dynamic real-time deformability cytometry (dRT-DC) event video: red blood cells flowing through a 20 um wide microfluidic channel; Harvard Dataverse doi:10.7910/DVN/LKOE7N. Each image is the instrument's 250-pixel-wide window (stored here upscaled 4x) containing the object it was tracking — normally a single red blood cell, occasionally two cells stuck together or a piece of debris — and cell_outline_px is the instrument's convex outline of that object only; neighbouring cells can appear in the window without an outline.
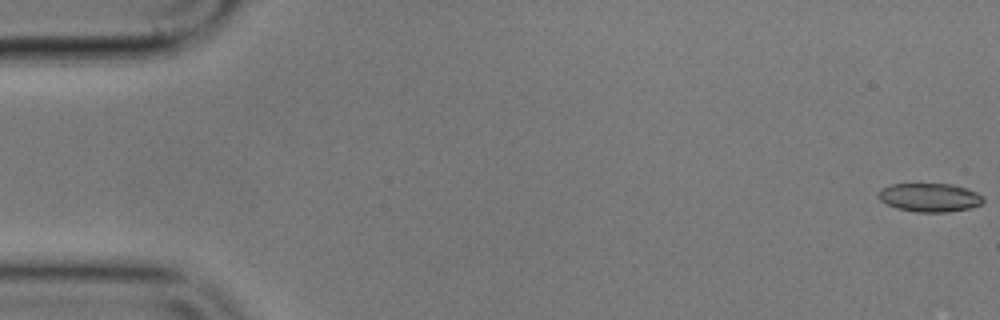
{"species": "common noctule bat (a hibernating species)", "species_latin": "Nyctalus noctula", "temperature_condition": "cold", "stored_images_in_passage": 45, "camera_frame_rate_fps": 3000, "um_per_image_px": 0.085, "animal": {"sex": "male", "body_mass_g": 17.9}, "frame": {"image": 1, "passage_image": 1, "time_ms": 0.0, "image_size_px": [1000, 320], "cell_outline_px": [[984, 200], [980, 204], [968, 208], [948, 212], [916, 212], [896, 208], [880, 200], [876, 196], [880, 188], [892, 184], [952, 184], [976, 192]], "centroid_in_image_um": [78.95, 16.78], "position_along_channel_um": 6.0, "area_um2": 17.34}}
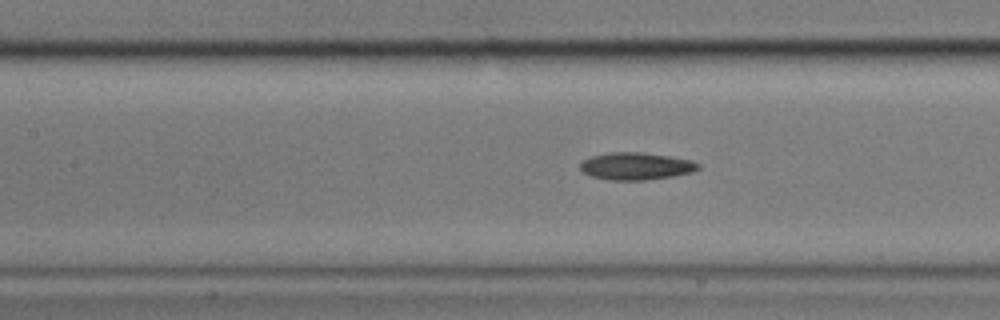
{"frame": {"image": 2, "passage_image": 25, "time_ms": 8.0, "image_size_px": [1000, 320], "cell_outline_px": [[700, 168], [692, 172], [672, 176], [644, 180], [612, 180], [592, 176], [584, 172], [580, 168], [580, 164], [584, 160], [592, 156], [608, 152], [644, 152], [692, 160], [700, 164]], "centroid_in_image_um": [54.08, 14.11], "position_along_channel_um": 153.3, "area_um2": 18.67}}
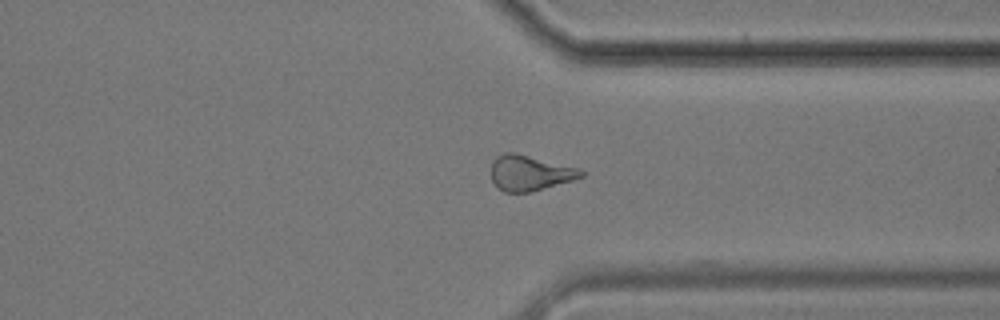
{"frame": {"image": 3, "passage_image": 43, "time_ms": 14.0, "image_size_px": [1000, 320], "cell_outline_px": [[584, 176], [572, 180], [528, 192], [504, 192], [496, 188], [492, 180], [492, 160], [496, 156], [504, 152], [516, 152], [580, 168], [584, 172]], "centroid_in_image_um": [45.01, 14.68], "position_along_channel_um": 366.4, "area_um2": 18.61}}